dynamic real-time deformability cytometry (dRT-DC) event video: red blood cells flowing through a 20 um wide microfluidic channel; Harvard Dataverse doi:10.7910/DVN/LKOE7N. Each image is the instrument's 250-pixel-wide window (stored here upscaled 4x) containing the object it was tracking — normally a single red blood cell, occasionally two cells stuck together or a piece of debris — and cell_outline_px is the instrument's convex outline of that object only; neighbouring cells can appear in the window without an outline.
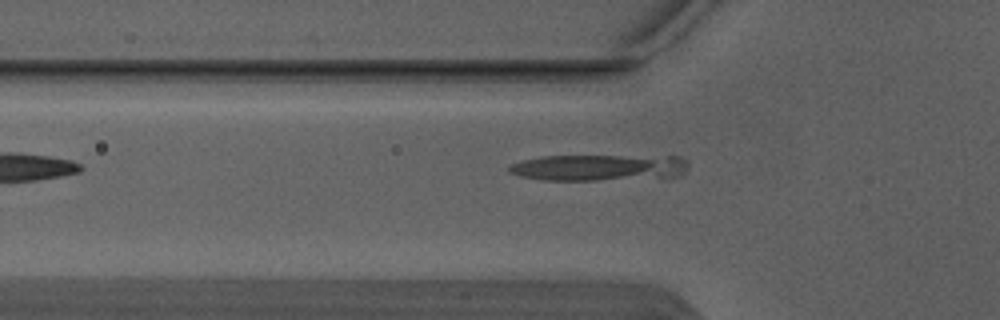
{"species": "Egyptian fruit bat (a non-hibernating species)", "species_latin": "Rousettus aegyptiacus", "temperature_condition": "warm", "stored_images_in_passage": 5, "camera_frame_rate_fps": 3000, "um_per_image_px": 0.085, "animal": {"sex": "male"}, "frame": {"image": 1, "passage_image": 4, "time_ms": 1.0, "image_size_px": [1000, 320], "cell_outline_px": [[688, 168], [680, 176], [596, 180], [544, 180], [520, 176], [508, 172], [508, 168], [512, 164], [524, 160], [540, 156], [676, 156], [688, 160]], "centroid_in_image_um": [50.93, 14.24], "position_along_channel_um": 74.9, "area_um2": 27.46}}
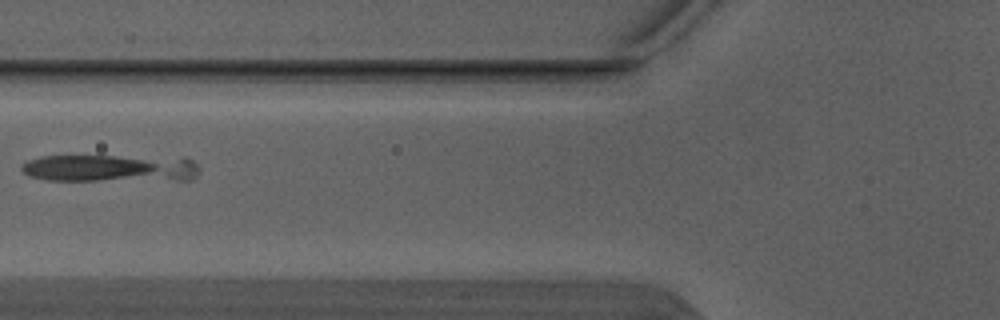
{"frame": {"image": 2, "passage_image": 5, "time_ms": 1.333, "image_size_px": [1000, 320], "cell_outline_px": [[200, 172], [192, 180], [44, 180], [28, 176], [20, 168], [20, 164], [28, 160], [40, 156], [184, 156], [192, 160], [200, 168]], "centroid_in_image_um": [9.44, 14.28], "position_along_channel_um": 116.4, "area_um2": 29.19}}